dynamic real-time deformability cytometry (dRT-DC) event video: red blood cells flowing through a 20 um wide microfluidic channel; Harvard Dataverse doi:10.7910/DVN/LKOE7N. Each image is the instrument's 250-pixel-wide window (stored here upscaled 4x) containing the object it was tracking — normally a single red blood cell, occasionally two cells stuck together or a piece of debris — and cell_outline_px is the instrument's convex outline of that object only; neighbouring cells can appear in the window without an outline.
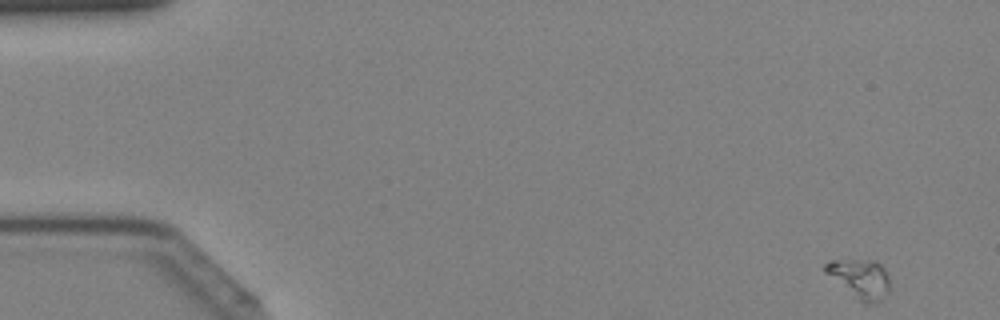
{"species": "Egyptian fruit bat (a non-hibernating species)", "species_latin": "Rousettus aegyptiacus", "temperature_condition": "cold", "stored_images_in_passage": 42, "camera_frame_rate_fps": 3000, "um_per_image_px": 0.085, "animal": {"sex": "female"}, "frame": {"image": 1, "passage_image": 1, "time_ms": 0.0, "image_size_px": [1000, 320], "cell_outline_px": [[888, 292], [880, 300], [868, 304], [864, 304], [824, 272], [824, 264], [832, 260], [872, 260], [880, 264], [884, 268], [888, 276]], "centroid_in_image_um": [73.09, 23.67], "position_along_channel_um": 11.9, "area_um2": 14.33}}
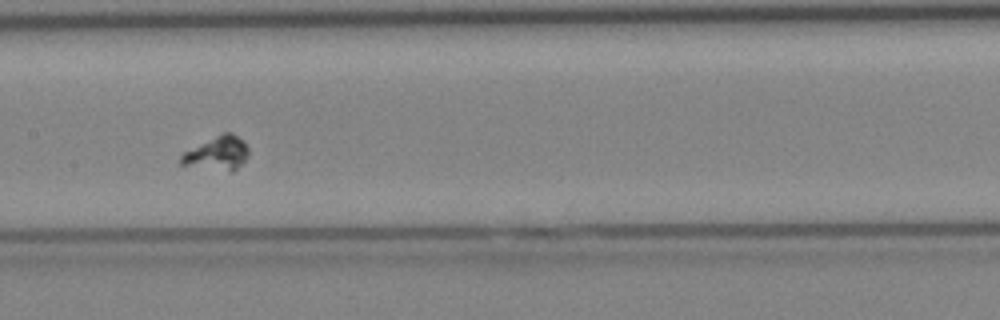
{"frame": {"image": 2, "passage_image": 21, "time_ms": 6.667, "image_size_px": [1000, 320], "cell_outline_px": [[248, 156], [232, 172], [180, 164], [180, 156], [184, 152], [224, 132], [232, 132], [248, 148]], "centroid_in_image_um": [18.46, 13.04], "position_along_channel_um": 188.9, "area_um2": 12.77}}
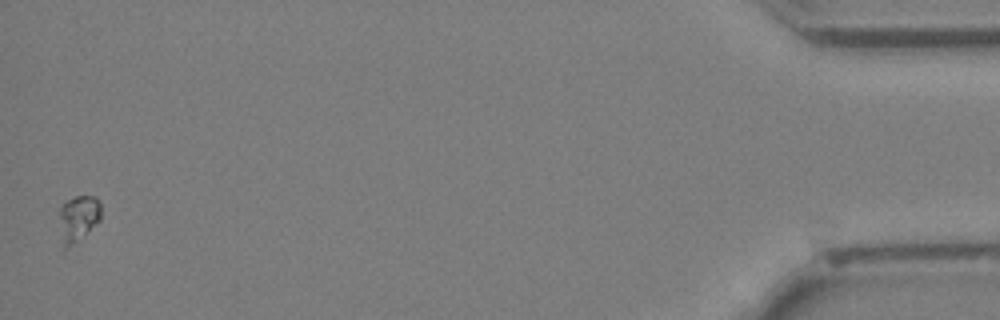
{"frame": {"image": 3, "passage_image": 42, "time_ms": 13.667, "image_size_px": [1000, 320], "cell_outline_px": [[100, 220], [64, 256], [60, 216], [60, 208], [68, 200], [76, 196], [96, 196], [100, 204]], "centroid_in_image_um": [6.65, 18.65], "position_along_channel_um": 428.5, "area_um2": 11.39}}